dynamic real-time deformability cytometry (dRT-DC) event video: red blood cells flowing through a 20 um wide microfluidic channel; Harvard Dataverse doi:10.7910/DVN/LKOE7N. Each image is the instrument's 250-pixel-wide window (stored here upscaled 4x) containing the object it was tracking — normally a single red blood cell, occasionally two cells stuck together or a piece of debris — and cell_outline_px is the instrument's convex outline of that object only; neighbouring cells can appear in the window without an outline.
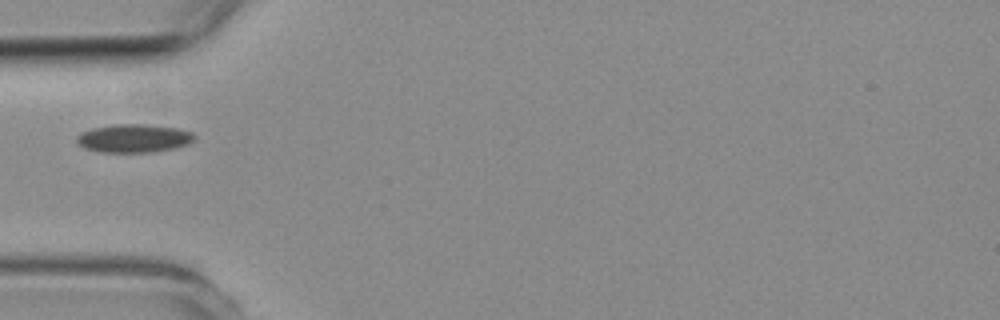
{"species": "common noctule bat (a hibernating species)", "species_latin": "Nyctalus noctula", "temperature_condition": "room temperature", "stored_images_in_passage": 2, "camera_frame_rate_fps": 3000, "um_per_image_px": 0.085, "animal": {"sex": "female", "body_mass_g": 19.3, "forearm_length_mm": 54.1}, "frame": {"image": 1, "passage_image": 1, "time_ms": 0.0, "image_size_px": [1000, 320], "cell_outline_px": [[196, 140], [188, 144], [172, 148], [152, 152], [100, 152], [84, 148], [76, 140], [76, 136], [80, 132], [92, 128], [112, 124], [144, 124], [176, 128], [192, 132], [196, 136]], "centroid_in_image_um": [11.36, 11.75], "position_along_channel_um": 73.6, "area_um2": 19.48}}
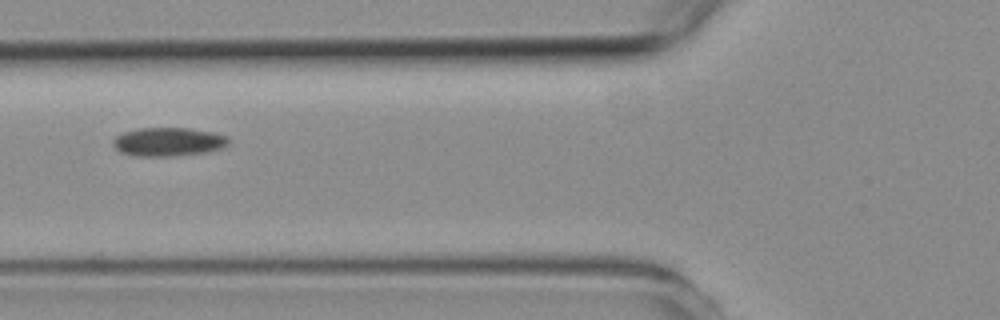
{"frame": {"image": 2, "passage_image": 2, "time_ms": 1.0, "image_size_px": [1000, 320], "cell_outline_px": [[228, 144], [224, 148], [208, 152], [172, 156], [136, 156], [120, 152], [112, 144], [112, 140], [116, 136], [124, 132], [140, 128], [188, 128], [212, 132], [228, 136]], "centroid_in_image_um": [14.32, 12.06], "position_along_channel_um": 111.5, "area_um2": 19.36}}